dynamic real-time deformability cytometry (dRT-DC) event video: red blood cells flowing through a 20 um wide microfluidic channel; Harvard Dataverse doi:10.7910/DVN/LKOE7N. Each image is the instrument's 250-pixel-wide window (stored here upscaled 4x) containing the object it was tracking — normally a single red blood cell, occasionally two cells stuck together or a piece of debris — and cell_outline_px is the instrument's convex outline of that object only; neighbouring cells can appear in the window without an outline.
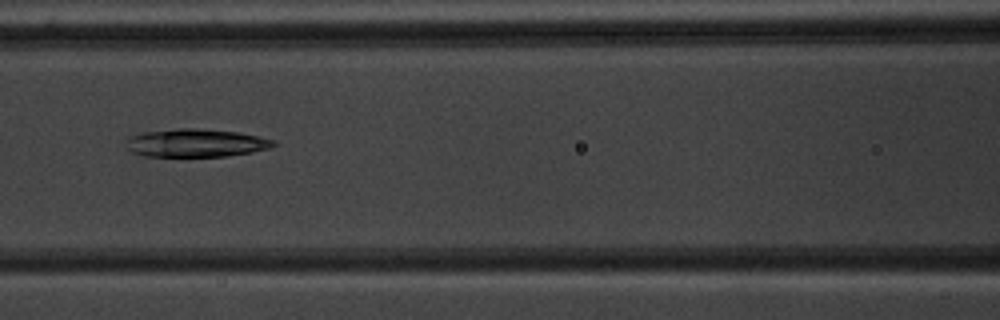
{"species": "common noctule bat (a hibernating species)", "species_latin": "Nyctalus noctula", "temperature_condition": "warm", "stored_images_in_passage": 54, "camera_frame_rate_fps": 3000, "um_per_image_px": 0.085, "animal": {"sex": "male", "body_mass_g": 20.1, "forearm_length_mm": 53.5}, "frame": {"image": 1, "passage_image": 25, "time_ms": 8.0, "image_size_px": [1000, 320], "cell_outline_px": [[276, 144], [268, 148], [252, 152], [228, 156], [144, 156], [132, 152], [128, 148], [124, 140], [128, 136], [144, 132], [176, 128], [196, 128], [236, 132], [276, 140]], "centroid_in_image_um": [16.6, 12.15], "position_along_channel_um": 150.0, "area_um2": 24.1}}
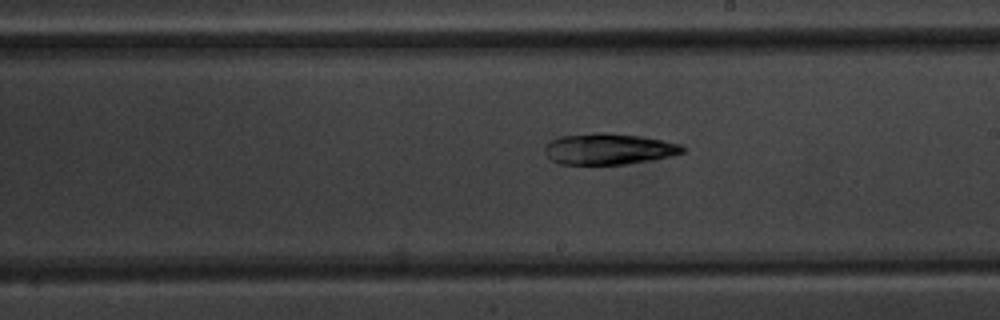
{"frame": {"image": 2, "passage_image": 32, "time_ms": 10.333, "image_size_px": [1000, 320], "cell_outline_px": [[684, 152], [672, 156], [652, 160], [624, 164], [560, 164], [552, 160], [544, 152], [544, 148], [552, 140], [560, 136], [600, 132], [604, 132], [640, 136], [684, 144]], "centroid_in_image_um": [51.78, 12.66], "position_along_channel_um": 237.2, "area_um2": 24.97}}
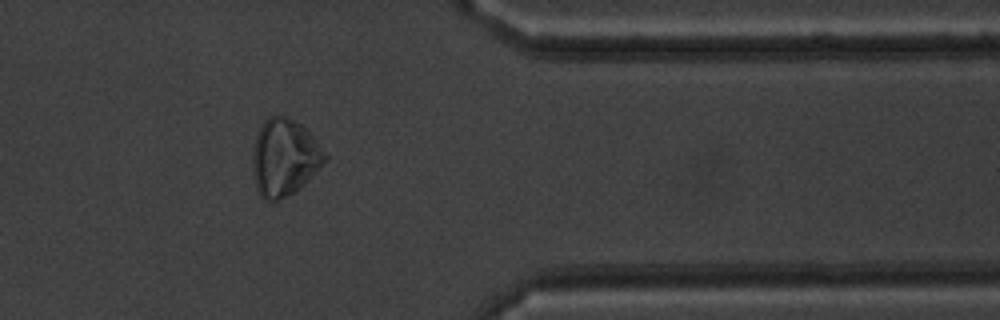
{"frame": {"image": 3, "passage_image": 45, "time_ms": 14.667, "image_size_px": [1000, 320], "cell_outline_px": [[328, 156], [304, 184], [280, 200], [264, 200], [260, 196], [256, 188], [252, 172], [252, 152], [256, 136], [264, 120], [268, 116], [284, 116], [300, 124], [316, 140]], "centroid_in_image_um": [24.12, 13.39], "position_along_channel_um": 387.3, "area_um2": 32.02}}